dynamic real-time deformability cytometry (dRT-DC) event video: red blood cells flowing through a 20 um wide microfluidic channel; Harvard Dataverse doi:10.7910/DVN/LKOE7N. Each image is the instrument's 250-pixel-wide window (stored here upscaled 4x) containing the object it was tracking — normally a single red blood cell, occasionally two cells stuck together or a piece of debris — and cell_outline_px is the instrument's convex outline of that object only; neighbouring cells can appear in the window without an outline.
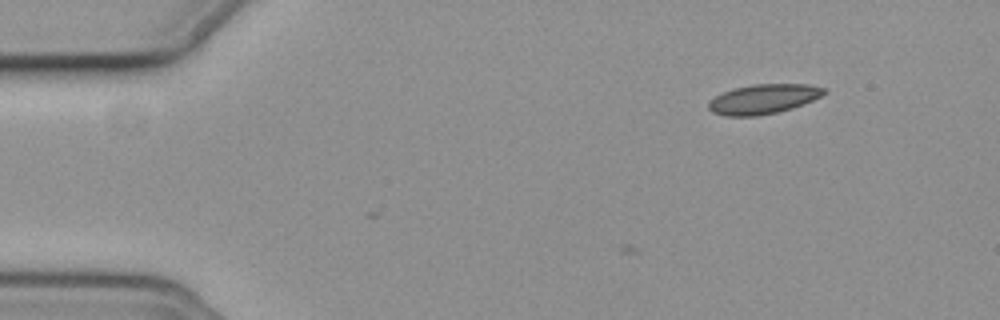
{"species": "common noctule bat (a hibernating species)", "species_latin": "Nyctalus noctula", "temperature_condition": "cold", "stored_images_in_passage": 3, "camera_frame_rate_fps": 3000, "um_per_image_px": 0.085, "animal": {"sex": "female", "body_mass_g": 19.3, "forearm_length_mm": 54.1}, "frame": {"image": 1, "passage_image": 3, "time_ms": 0.667, "image_size_px": [1000, 320], "cell_outline_px": [[828, 92], [812, 100], [792, 108], [776, 112], [756, 116], [724, 116], [712, 112], [708, 108], [708, 100], [724, 92], [736, 88], [752, 84], [808, 84], [824, 88]], "centroid_in_image_um": [64.86, 8.42], "position_along_channel_um": 20.1, "area_um2": 19.83}}